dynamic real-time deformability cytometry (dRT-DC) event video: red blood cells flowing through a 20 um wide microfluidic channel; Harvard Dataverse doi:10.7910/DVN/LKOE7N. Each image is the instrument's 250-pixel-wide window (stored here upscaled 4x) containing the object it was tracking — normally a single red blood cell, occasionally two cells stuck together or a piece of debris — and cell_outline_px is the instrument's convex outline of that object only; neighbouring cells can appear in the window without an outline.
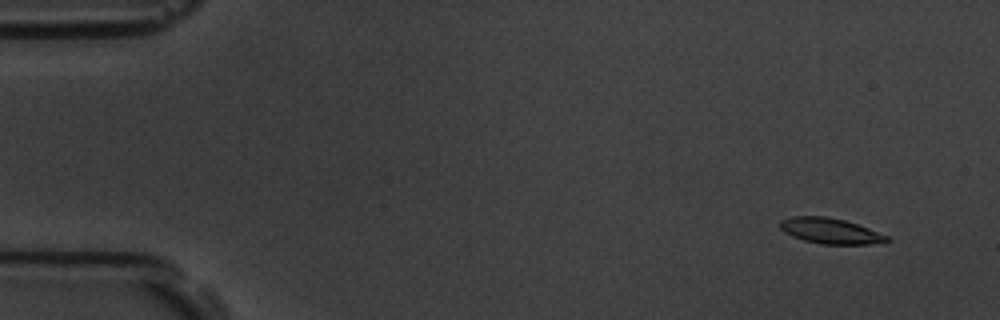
{"species": "common noctule bat (a hibernating species)", "species_latin": "Nyctalus noctula", "temperature_condition": "room temperature", "stored_images_in_passage": 5, "camera_frame_rate_fps": 3000, "um_per_image_px": 0.085, "animal": {"sex": "male", "body_mass_g": 19.5, "forearm_length_mm": 54.6}, "frame": {"image": 1, "passage_image": 2, "time_ms": 1.0, "image_size_px": [1000, 320], "cell_outline_px": [[892, 240], [888, 244], [820, 244], [804, 240], [792, 236], [784, 232], [780, 228], [780, 220], [792, 216], [824, 216], [844, 220], [868, 228], [888, 236]], "centroid_in_image_um": [70.62, 19.64], "position_along_channel_um": 14.4, "area_um2": 16.07}}
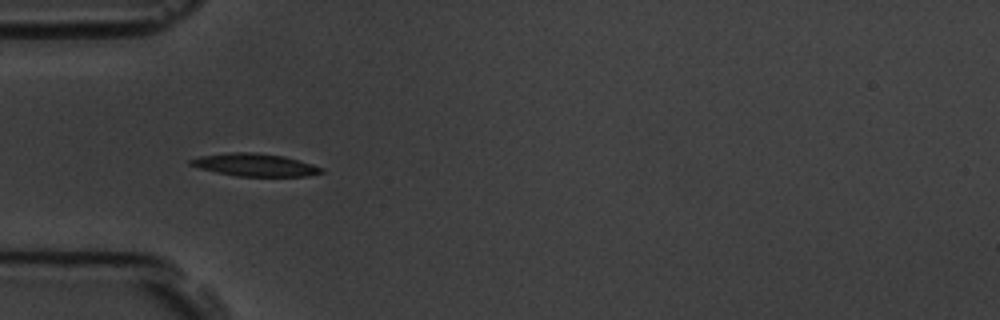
{"frame": {"image": 2, "passage_image": 5, "time_ms": 5.333, "image_size_px": [1000, 320], "cell_outline_px": [[324, 172], [308, 176], [236, 176], [216, 172], [200, 168], [188, 164], [188, 160], [200, 156], [232, 152], [252, 152], [284, 156], [312, 164], [324, 168]], "centroid_in_image_um": [21.67, 14.01], "position_along_channel_um": 63.3, "area_um2": 17.22}}